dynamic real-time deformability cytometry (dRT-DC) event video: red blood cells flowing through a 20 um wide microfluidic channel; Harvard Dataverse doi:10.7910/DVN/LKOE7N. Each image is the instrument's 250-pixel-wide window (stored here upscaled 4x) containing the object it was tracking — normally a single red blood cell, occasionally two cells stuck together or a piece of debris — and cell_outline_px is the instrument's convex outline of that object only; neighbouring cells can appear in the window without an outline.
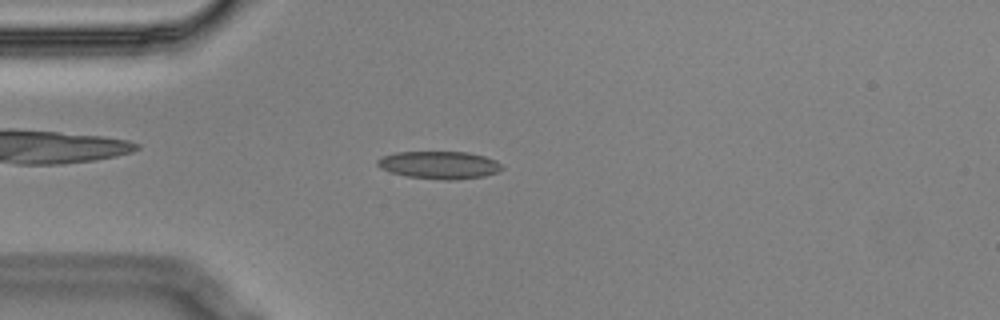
{"species": "Egyptian fruit bat (a non-hibernating species)", "species_latin": "Rousettus aegyptiacus", "temperature_condition": "cold", "stored_images_in_passage": 4, "camera_frame_rate_fps": 3000, "um_per_image_px": 0.085, "animal": {"sex": "male"}, "frame": {"image": 1, "passage_image": 4, "time_ms": 1.0, "image_size_px": [1000, 320], "cell_outline_px": [[504, 168], [496, 172], [484, 176], [452, 180], [444, 180], [404, 176], [380, 168], [376, 164], [376, 160], [380, 156], [396, 152], [468, 152], [484, 156], [496, 160]], "centroid_in_image_um": [37.3, 14.02], "position_along_channel_um": 47.7, "area_um2": 20.11}}